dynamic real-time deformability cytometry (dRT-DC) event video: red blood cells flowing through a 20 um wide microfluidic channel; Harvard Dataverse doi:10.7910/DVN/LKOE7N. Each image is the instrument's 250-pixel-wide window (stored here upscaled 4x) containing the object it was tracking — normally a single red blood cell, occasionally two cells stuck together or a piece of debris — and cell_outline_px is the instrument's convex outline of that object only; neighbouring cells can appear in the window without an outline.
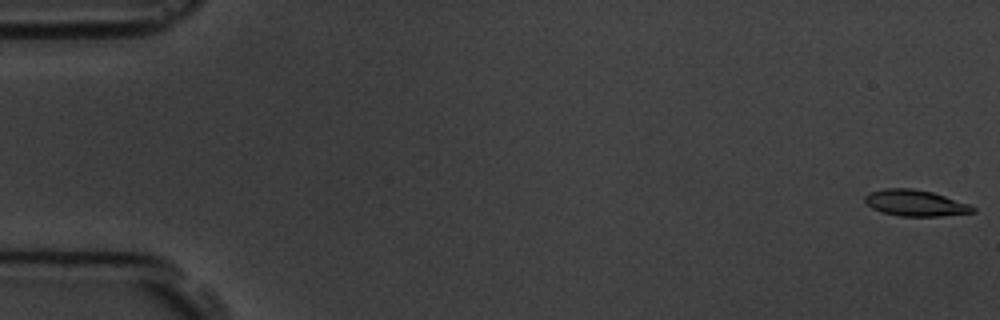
{"species": "common noctule bat (a hibernating species)", "species_latin": "Nyctalus noctula", "temperature_condition": "room temperature", "stored_images_in_passage": 8, "camera_frame_rate_fps": 3000, "um_per_image_px": 0.085, "animal": {"sex": "male", "body_mass_g": 19.5, "forearm_length_mm": 54.6}, "frame": {"image": 1, "passage_image": 1, "time_ms": 0.0, "image_size_px": [1000, 320], "cell_outline_px": [[976, 212], [940, 216], [900, 216], [880, 212], [872, 208], [864, 200], [864, 196], [868, 192], [884, 188], [912, 188], [932, 192], [968, 204], [976, 208]], "centroid_in_image_um": [77.76, 17.25], "position_along_channel_um": 7.2, "area_um2": 16.47}}
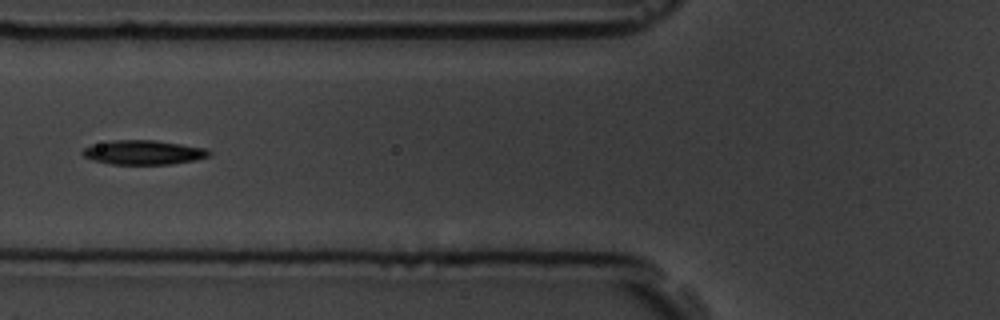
{"frame": {"image": 2, "passage_image": 7, "time_ms": 7.0, "image_size_px": [1000, 320], "cell_outline_px": [[212, 152], [208, 156], [196, 160], [172, 164], [112, 164], [92, 160], [84, 156], [80, 152], [84, 148], [92, 144], [108, 140], [156, 140], [208, 148]], "centroid_in_image_um": [12.2, 12.94], "position_along_channel_um": 113.6, "area_um2": 18.15}}
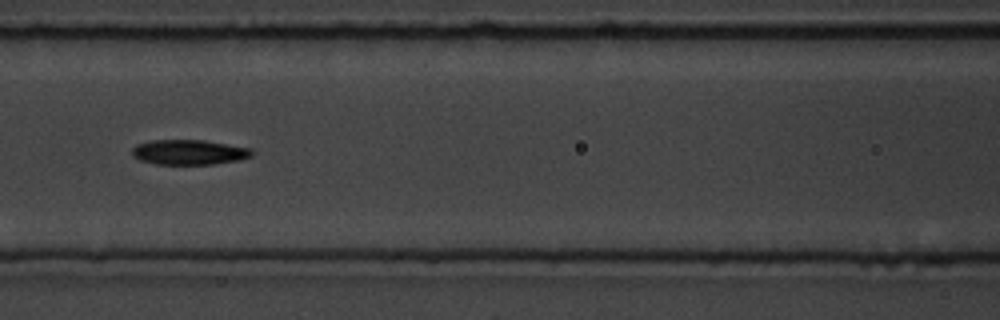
{"frame": {"image": 3, "passage_image": 8, "time_ms": 8.0, "image_size_px": [1000, 320], "cell_outline_px": [[256, 152], [252, 156], [240, 160], [212, 164], [156, 164], [140, 160], [132, 156], [132, 148], [136, 144], [152, 140], [204, 140], [252, 148]], "centroid_in_image_um": [16.1, 12.93], "position_along_channel_um": 150.5, "area_um2": 17.63}}